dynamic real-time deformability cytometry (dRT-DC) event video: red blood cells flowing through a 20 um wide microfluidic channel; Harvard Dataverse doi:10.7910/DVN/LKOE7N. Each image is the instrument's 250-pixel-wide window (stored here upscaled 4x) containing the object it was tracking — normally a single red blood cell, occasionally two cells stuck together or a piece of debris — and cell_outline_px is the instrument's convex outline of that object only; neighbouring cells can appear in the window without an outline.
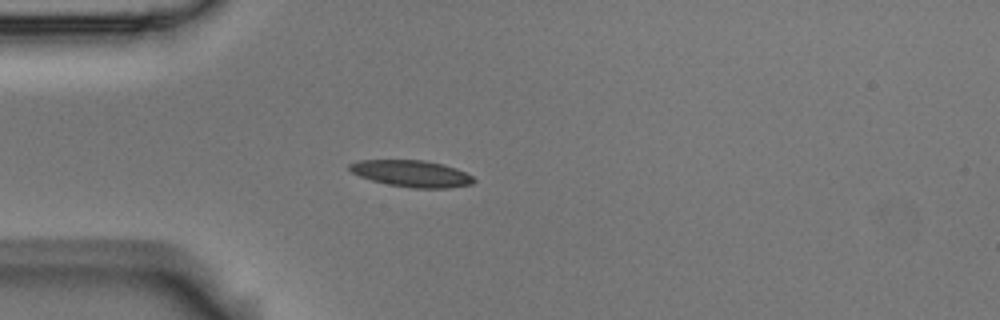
{"species": "Egyptian fruit bat (a non-hibernating species)", "species_latin": "Rousettus aegyptiacus", "temperature_condition": "room temperature", "stored_images_in_passage": 1, "camera_frame_rate_fps": 3000, "um_per_image_px": 0.085, "animal": {"sex": "male"}, "frame": {"image": 1, "passage_image": 1, "time_ms": 0.0, "image_size_px": [1000, 320], "cell_outline_px": [[476, 180], [472, 184], [448, 188], [412, 188], [388, 184], [372, 180], [360, 176], [352, 172], [348, 168], [348, 164], [356, 160], [424, 160], [444, 164], [456, 168], [472, 176]], "centroid_in_image_um": [34.98, 14.75], "position_along_channel_um": 50.0, "area_um2": 19.31}}